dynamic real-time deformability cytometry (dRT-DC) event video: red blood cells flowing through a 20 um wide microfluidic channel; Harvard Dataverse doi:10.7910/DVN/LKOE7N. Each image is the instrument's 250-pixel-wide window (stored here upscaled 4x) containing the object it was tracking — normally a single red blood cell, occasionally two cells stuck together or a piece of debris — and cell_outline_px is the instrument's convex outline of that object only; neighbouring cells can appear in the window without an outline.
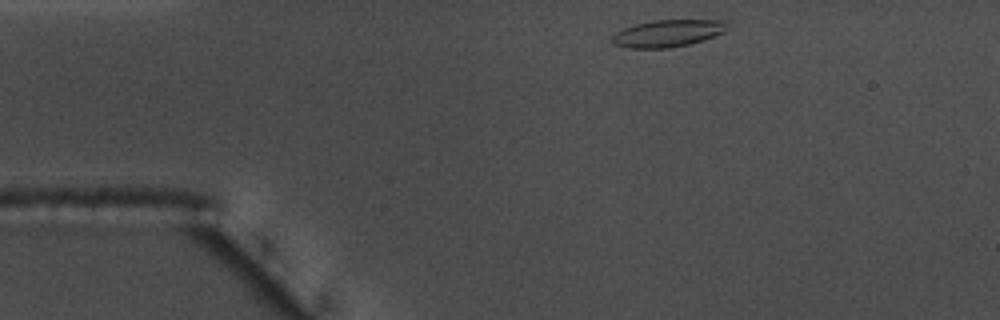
{"species": "common noctule bat (a hibernating species)", "species_latin": "Nyctalus noctula", "temperature_condition": "warm", "stored_images_in_passage": 36, "camera_frame_rate_fps": 3000, "um_per_image_px": 0.085, "animal": {"sex": "male", "body_mass_g": 17.5, "forearm_length_mm": 52.3}, "frame": {"image": 1, "passage_image": 1, "time_ms": 0.0, "image_size_px": [1000, 320], "cell_outline_px": [[732, 28], [724, 32], [704, 40], [688, 44], [668, 48], [628, 48], [616, 44], [612, 40], [612, 36], [616, 32], [624, 28], [636, 24], [652, 20], [728, 20]], "centroid_in_image_um": [56.85, 2.82], "position_along_channel_um": 28.1, "area_um2": 18.32}}
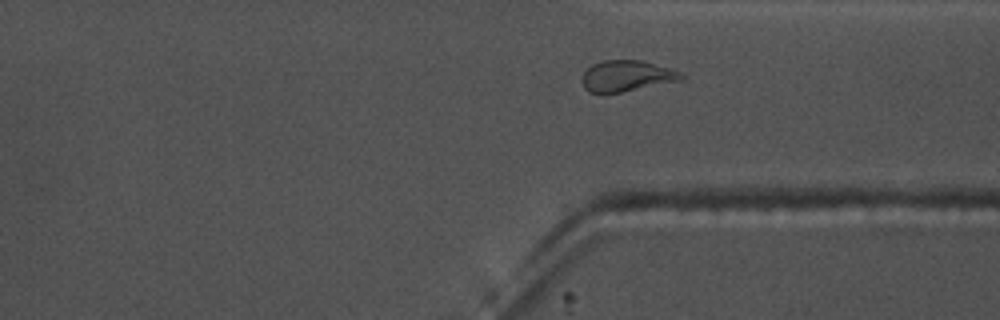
{"frame": {"image": 2, "passage_image": 32, "time_ms": 10.333, "image_size_px": [1000, 320], "cell_outline_px": [[684, 80], [620, 92], [588, 92], [584, 88], [584, 72], [592, 64], [604, 60], [640, 60], [656, 64], [680, 72], [684, 76]], "centroid_in_image_um": [53.3, 6.45], "position_along_channel_um": 358.1, "area_um2": 17.63}, "authors_computed_cell_mechanics": {"area_um2": 17.629, "velocity_mm_per_s": 3.6972, "shape_relaxation_time_tau1_ms": null, "shape_relaxation_time_tau2_ms": 3.4017, "deformation_change_tau1": null, "deformation_change_tau2": 0.0968}}